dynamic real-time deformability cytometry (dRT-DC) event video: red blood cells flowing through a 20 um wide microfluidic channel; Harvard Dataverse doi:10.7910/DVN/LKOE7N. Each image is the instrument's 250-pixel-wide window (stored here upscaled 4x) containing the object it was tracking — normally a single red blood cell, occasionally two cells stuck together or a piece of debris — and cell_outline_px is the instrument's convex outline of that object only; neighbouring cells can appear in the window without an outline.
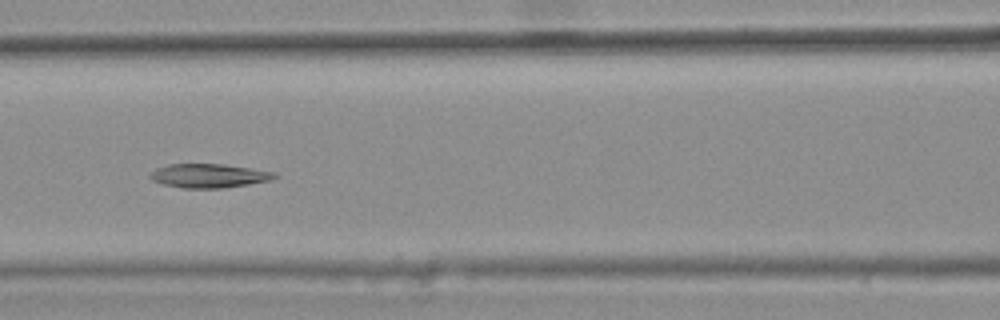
{"species": "common noctule bat (a hibernating species)", "species_latin": "Nyctalus noctula", "temperature_condition": "warm", "stored_images_in_passage": 45, "segment_of_instrument_passage": [2, 2], "camera_frame_rate_fps": 3000, "um_per_image_px": 0.085, "animal": {"sex": "female", "body_mass_g": 25.1}, "frame": {"image": 1, "passage_image": 23, "time_ms": 7.333, "image_size_px": [1000, 320], "cell_outline_px": [[280, 176], [268, 180], [248, 184], [224, 188], [184, 188], [164, 184], [152, 180], [148, 176], [156, 168], [168, 164], [224, 164], [276, 172]], "centroid_in_image_um": [17.76, 14.93], "position_along_channel_um": 148.8, "area_um2": 17.28}}
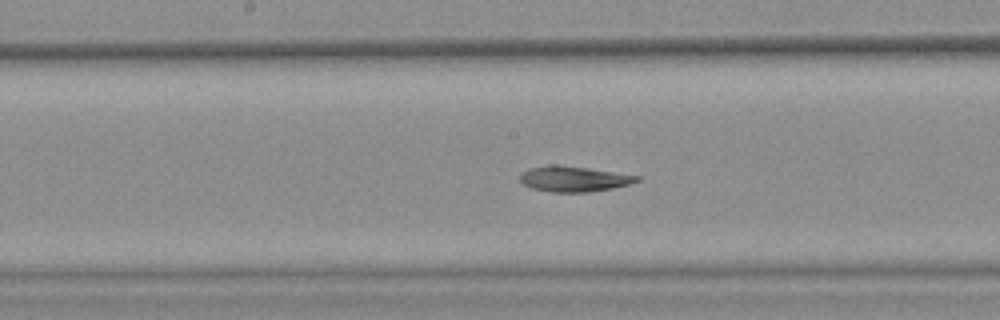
{"frame": {"image": 2, "passage_image": 27, "time_ms": 8.667, "image_size_px": [1000, 320], "cell_outline_px": [[640, 180], [632, 184], [612, 188], [588, 192], [552, 192], [532, 188], [524, 184], [520, 180], [520, 172], [528, 168], [552, 164], [556, 164], [588, 168], [640, 176]], "centroid_in_image_um": [48.76, 15.2], "position_along_channel_um": 199.4, "area_um2": 17.4}}